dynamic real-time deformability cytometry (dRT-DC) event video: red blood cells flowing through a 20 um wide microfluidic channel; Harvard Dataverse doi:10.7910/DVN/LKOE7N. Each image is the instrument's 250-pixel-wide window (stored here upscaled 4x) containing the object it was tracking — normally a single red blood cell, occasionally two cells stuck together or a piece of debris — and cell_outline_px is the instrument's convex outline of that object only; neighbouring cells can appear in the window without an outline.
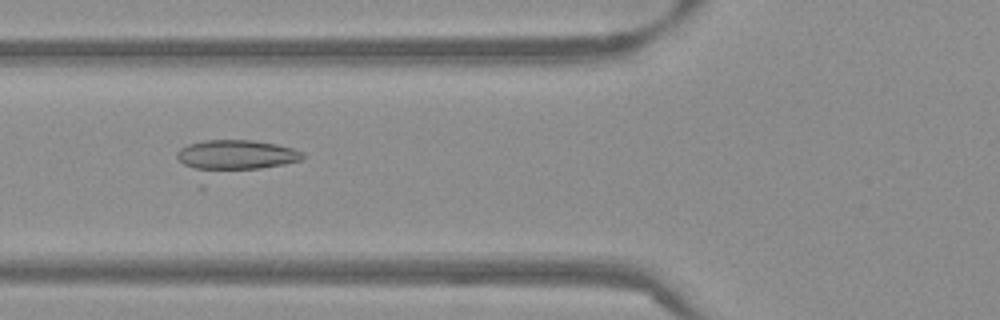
{"species": "Egyptian fruit bat (a non-hibernating species)", "species_latin": "Rousettus aegyptiacus", "temperature_condition": "warm", "stored_images_in_passage": 53, "camera_frame_rate_fps": 3000, "um_per_image_px": 0.085, "frame": {"image": 1, "passage_image": 20, "time_ms": 6.333, "image_size_px": [1000, 320], "cell_outline_px": [[304, 156], [300, 160], [284, 164], [260, 168], [208, 172], [204, 172], [184, 164], [176, 156], [176, 152], [180, 148], [188, 144], [204, 140], [256, 140], [276, 144], [292, 148], [304, 152]], "centroid_in_image_um": [20.04, 13.18], "position_along_channel_um": 105.8, "area_um2": 22.25}}
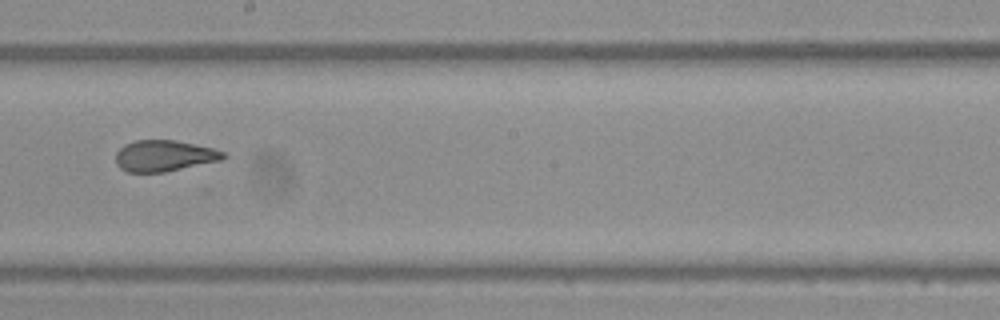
{"frame": {"image": 2, "passage_image": 30, "time_ms": 9.667, "image_size_px": [1000, 320], "cell_outline_px": [[228, 156], [220, 160], [164, 172], [128, 172], [120, 168], [116, 164], [116, 152], [124, 144], [136, 140], [176, 140], [212, 148], [224, 152]], "centroid_in_image_um": [13.93, 13.24], "position_along_channel_um": 234.3, "area_um2": 19.42}}
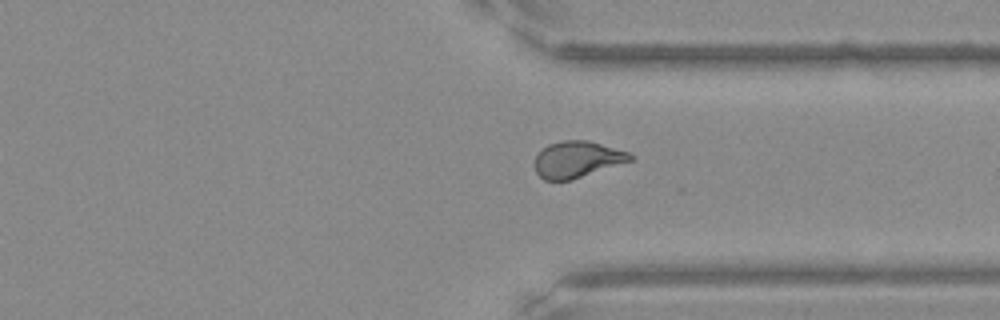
{"frame": {"image": 3, "passage_image": 40, "time_ms": 13.0, "image_size_px": [1000, 320], "cell_outline_px": [[636, 156], [632, 160], [572, 180], [544, 180], [536, 172], [536, 156], [548, 144], [564, 140], [588, 140], [628, 152]], "centroid_in_image_um": [49.08, 13.55], "position_along_channel_um": 362.3, "area_um2": 20.06}, "authors_computed_cell_mechanics": {"area_um2": 20.9814, "velocity_mm_per_s": 3.8417, "shape_relaxation_time_tau1_ms": null, "shape_relaxation_time_tau2_ms": 1.2019, "deformation_change_tau1": null, "deformation_change_tau2": 0.086}}